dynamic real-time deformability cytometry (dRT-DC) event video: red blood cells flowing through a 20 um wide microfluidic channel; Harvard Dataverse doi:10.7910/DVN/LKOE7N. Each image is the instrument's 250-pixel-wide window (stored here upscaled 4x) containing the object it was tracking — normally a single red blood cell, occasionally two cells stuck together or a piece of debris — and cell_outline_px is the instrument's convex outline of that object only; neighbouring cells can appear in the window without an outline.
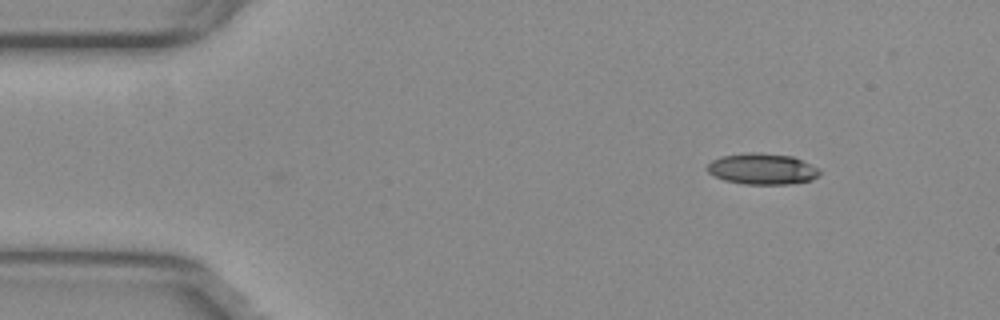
{"species": "common noctule bat (a hibernating species)", "species_latin": "Nyctalus noctula", "temperature_condition": "warm", "stored_images_in_passage": 43, "camera_frame_rate_fps": 3000, "um_per_image_px": 0.085, "animal": {"sex": "female", "body_mass_g": 29.2, "forearm_length_mm": 56.3}, "frame": {"image": 1, "passage_image": 1, "time_ms": 0.0, "image_size_px": [1000, 320], "cell_outline_px": [[820, 176], [812, 180], [788, 184], [744, 184], [724, 180], [708, 172], [708, 164], [712, 160], [720, 156], [744, 152], [756, 152], [792, 156], [820, 168]], "centroid_in_image_um": [64.81, 14.35], "position_along_channel_um": 20.2, "area_um2": 20.46}}
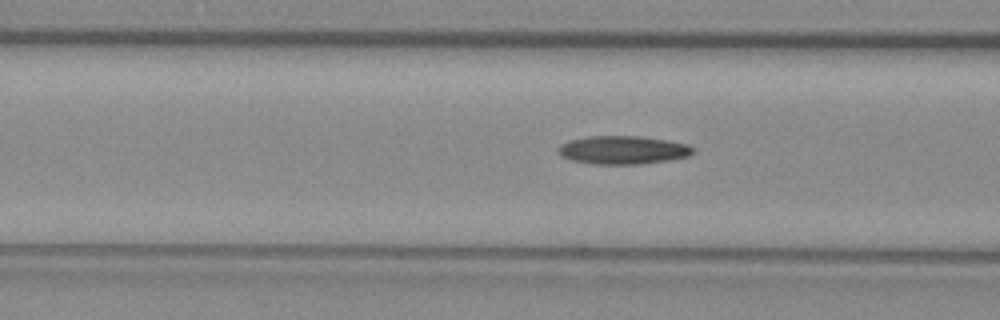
{"frame": {"image": 2, "passage_image": 15, "time_ms": 4.667, "image_size_px": [1000, 320], "cell_outline_px": [[696, 152], [688, 156], [668, 160], [640, 164], [592, 164], [572, 160], [556, 152], [556, 148], [560, 144], [572, 140], [588, 136], [640, 136], [688, 144]], "centroid_in_image_um": [52.93, 12.75], "position_along_channel_um": 113.7, "area_um2": 22.14}}
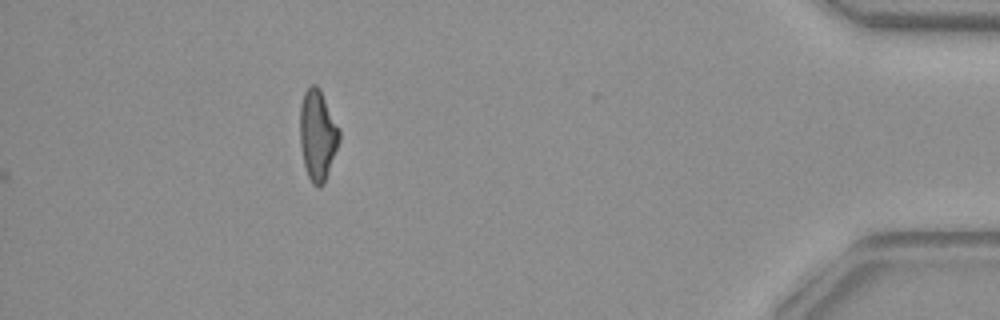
{"frame": {"image": 3, "passage_image": 43, "time_ms": 14.0, "image_size_px": [1000, 320], "cell_outline_px": [[340, 140], [324, 184], [312, 184], [308, 176], [304, 164], [300, 144], [300, 104], [304, 92], [312, 84], [316, 84], [320, 88], [340, 128]], "centroid_in_image_um": [27.0, 11.43], "position_along_channel_um": 408.2, "area_um2": 20.81}, "authors_computed_cell_mechanics": {"area_um2": 21.097, "velocity_mm_per_s": 3.8015, "shape_relaxation_time_tau1_ms": null, "shape_relaxation_time_tau2_ms": 3.3152, "deformation_change_tau1": null, "deformation_change_tau2": 0.1296}}